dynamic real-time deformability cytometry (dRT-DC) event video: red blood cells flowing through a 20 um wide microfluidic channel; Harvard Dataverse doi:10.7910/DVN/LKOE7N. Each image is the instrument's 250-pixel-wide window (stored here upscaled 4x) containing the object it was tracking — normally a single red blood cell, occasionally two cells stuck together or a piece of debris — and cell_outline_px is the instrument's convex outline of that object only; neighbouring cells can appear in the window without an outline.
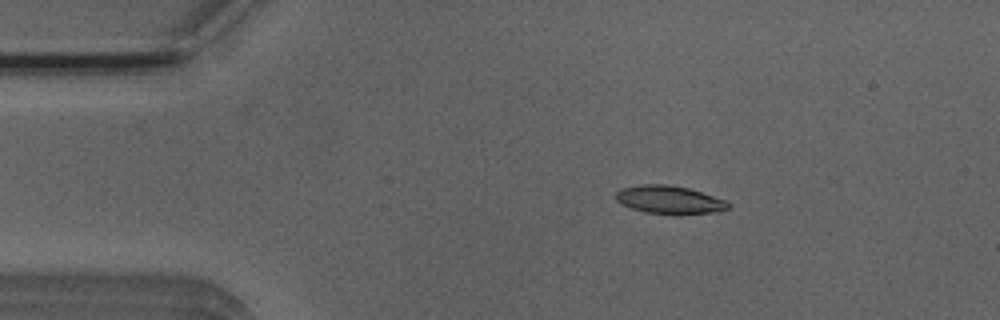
{"species": "Egyptian fruit bat (a non-hibernating species)", "species_latin": "Rousettus aegyptiacus", "temperature_condition": "room temperature", "stored_images_in_passage": 5, "camera_frame_rate_fps": 3000, "um_per_image_px": 0.085, "animal": {"sex": "male"}, "frame": {"image": 1, "passage_image": 3, "time_ms": 2.333, "image_size_px": [1000, 320], "cell_outline_px": [[728, 208], [716, 212], [644, 212], [620, 204], [616, 200], [616, 192], [620, 188], [644, 184], [664, 184], [688, 188], [728, 200]], "centroid_in_image_um": [56.85, 16.94], "position_along_channel_um": 28.2, "area_um2": 17.74}}